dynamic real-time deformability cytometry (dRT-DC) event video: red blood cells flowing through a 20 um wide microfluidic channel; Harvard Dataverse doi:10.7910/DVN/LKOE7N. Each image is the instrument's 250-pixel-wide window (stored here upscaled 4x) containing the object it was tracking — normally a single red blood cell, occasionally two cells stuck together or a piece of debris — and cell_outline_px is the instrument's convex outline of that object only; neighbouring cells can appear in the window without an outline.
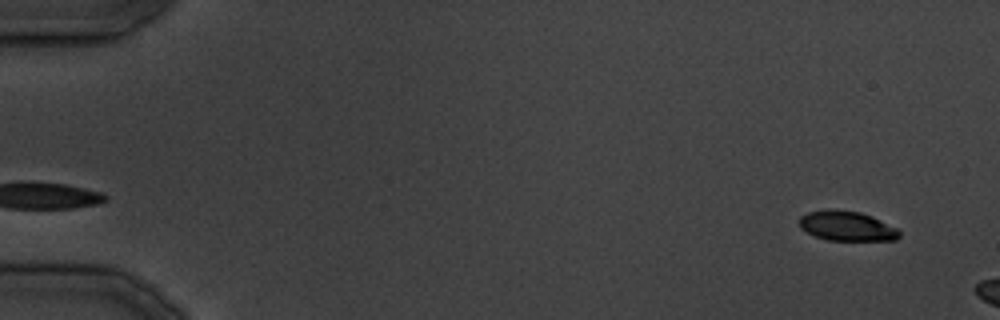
{"species": "common noctule bat (a hibernating species)", "species_latin": "Nyctalus noctula", "temperature_condition": "cold", "stored_images_in_passage": 5, "camera_frame_rate_fps": 3000, "um_per_image_px": 0.085, "animal": {"sex": "male", "body_mass_g": 19.5, "forearm_length_mm": 54.6}, "frame": {"image": 1, "passage_image": 2, "time_ms": 1.333, "image_size_px": [1000, 320], "cell_outline_px": [[900, 236], [896, 240], [828, 240], [816, 236], [800, 228], [800, 216], [808, 212], [828, 208], [836, 208], [860, 212], [872, 216], [896, 228], [900, 232]], "centroid_in_image_um": [71.97, 19.19], "position_along_channel_um": 13.0, "area_um2": 17.4}}